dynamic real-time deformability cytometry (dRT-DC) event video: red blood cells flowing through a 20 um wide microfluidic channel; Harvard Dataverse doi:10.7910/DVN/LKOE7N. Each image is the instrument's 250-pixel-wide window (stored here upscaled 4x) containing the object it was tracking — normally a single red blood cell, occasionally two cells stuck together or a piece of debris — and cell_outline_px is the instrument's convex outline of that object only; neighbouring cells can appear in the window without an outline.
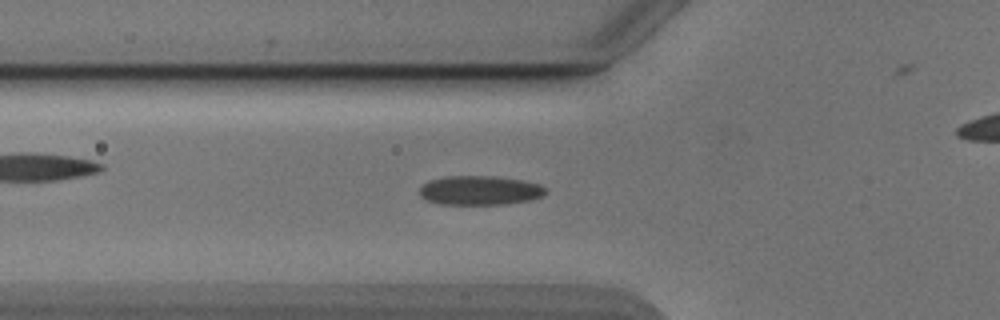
{"species": "Egyptian fruit bat (a non-hibernating species)", "species_latin": "Rousettus aegyptiacus", "temperature_condition": "cold", "stored_images_in_passage": 47, "camera_frame_rate_fps": 3000, "um_per_image_px": 0.085, "animal": {"sex": "male"}, "frame": {"image": 1, "passage_image": 17, "time_ms": 5.333, "image_size_px": [1000, 320], "cell_outline_px": [[544, 192], [540, 196], [528, 200], [504, 204], [440, 204], [428, 200], [420, 196], [420, 188], [428, 180], [444, 176], [496, 176], [524, 180], [540, 184], [544, 188]], "centroid_in_image_um": [40.74, 16.17], "position_along_channel_um": 85.1, "area_um2": 21.33}}
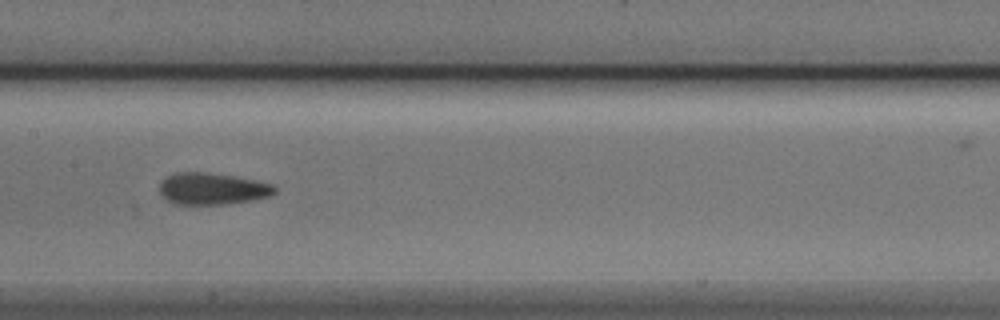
{"frame": {"image": 2, "passage_image": 25, "time_ms": 8.0, "image_size_px": [1000, 320], "cell_outline_px": [[276, 192], [272, 196], [256, 200], [228, 204], [176, 204], [168, 200], [160, 192], [160, 184], [168, 176], [176, 172], [208, 172], [232, 176], [272, 184], [276, 188]], "centroid_in_image_um": [18.09, 16.05], "position_along_channel_um": 189.3, "area_um2": 21.21}}
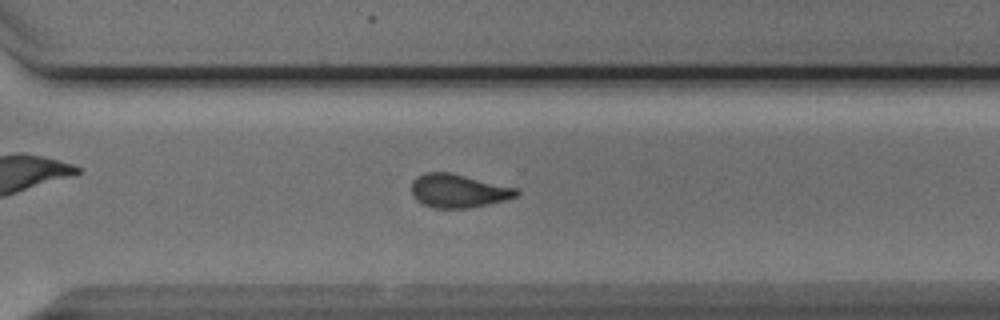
{"frame": {"image": 3, "passage_image": 36, "time_ms": 11.667, "image_size_px": [1000, 320], "cell_outline_px": [[520, 192], [516, 196], [504, 200], [468, 208], [436, 208], [424, 204], [416, 200], [412, 196], [412, 180], [416, 176], [424, 172], [452, 172], [516, 188]], "centroid_in_image_um": [38.91, 16.2], "position_along_channel_um": 331.7, "area_um2": 20.46}}